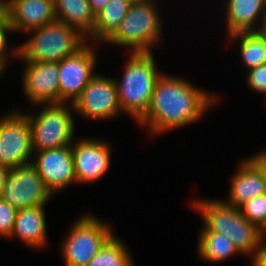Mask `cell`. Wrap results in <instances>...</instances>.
<instances>
[{
    "instance_id": "obj_11",
    "label": "cell",
    "mask_w": 266,
    "mask_h": 266,
    "mask_svg": "<svg viewBox=\"0 0 266 266\" xmlns=\"http://www.w3.org/2000/svg\"><path fill=\"white\" fill-rule=\"evenodd\" d=\"M97 60L94 45L86 43L59 62V103L74 104L96 74Z\"/></svg>"
},
{
    "instance_id": "obj_23",
    "label": "cell",
    "mask_w": 266,
    "mask_h": 266,
    "mask_svg": "<svg viewBox=\"0 0 266 266\" xmlns=\"http://www.w3.org/2000/svg\"><path fill=\"white\" fill-rule=\"evenodd\" d=\"M121 240L113 234L87 266H135L129 248Z\"/></svg>"
},
{
    "instance_id": "obj_33",
    "label": "cell",
    "mask_w": 266,
    "mask_h": 266,
    "mask_svg": "<svg viewBox=\"0 0 266 266\" xmlns=\"http://www.w3.org/2000/svg\"><path fill=\"white\" fill-rule=\"evenodd\" d=\"M9 54H0V76L5 71L6 66H8L7 60H9Z\"/></svg>"
},
{
    "instance_id": "obj_25",
    "label": "cell",
    "mask_w": 266,
    "mask_h": 266,
    "mask_svg": "<svg viewBox=\"0 0 266 266\" xmlns=\"http://www.w3.org/2000/svg\"><path fill=\"white\" fill-rule=\"evenodd\" d=\"M18 210L0 197V238H10Z\"/></svg>"
},
{
    "instance_id": "obj_27",
    "label": "cell",
    "mask_w": 266,
    "mask_h": 266,
    "mask_svg": "<svg viewBox=\"0 0 266 266\" xmlns=\"http://www.w3.org/2000/svg\"><path fill=\"white\" fill-rule=\"evenodd\" d=\"M7 33L9 34L7 10L0 9V54H9Z\"/></svg>"
},
{
    "instance_id": "obj_32",
    "label": "cell",
    "mask_w": 266,
    "mask_h": 266,
    "mask_svg": "<svg viewBox=\"0 0 266 266\" xmlns=\"http://www.w3.org/2000/svg\"><path fill=\"white\" fill-rule=\"evenodd\" d=\"M9 172V169L3 165H0V197L2 194V189L5 183V178Z\"/></svg>"
},
{
    "instance_id": "obj_8",
    "label": "cell",
    "mask_w": 266,
    "mask_h": 266,
    "mask_svg": "<svg viewBox=\"0 0 266 266\" xmlns=\"http://www.w3.org/2000/svg\"><path fill=\"white\" fill-rule=\"evenodd\" d=\"M33 156L31 129L21 111L0 117V165L8 169L30 164Z\"/></svg>"
},
{
    "instance_id": "obj_12",
    "label": "cell",
    "mask_w": 266,
    "mask_h": 266,
    "mask_svg": "<svg viewBox=\"0 0 266 266\" xmlns=\"http://www.w3.org/2000/svg\"><path fill=\"white\" fill-rule=\"evenodd\" d=\"M13 57L25 62L21 78L22 88L32 105L59 103V62H28L15 51Z\"/></svg>"
},
{
    "instance_id": "obj_6",
    "label": "cell",
    "mask_w": 266,
    "mask_h": 266,
    "mask_svg": "<svg viewBox=\"0 0 266 266\" xmlns=\"http://www.w3.org/2000/svg\"><path fill=\"white\" fill-rule=\"evenodd\" d=\"M38 114L23 113L30 125L33 151L72 145L75 140V115L72 104L50 103ZM46 105V106H45Z\"/></svg>"
},
{
    "instance_id": "obj_15",
    "label": "cell",
    "mask_w": 266,
    "mask_h": 266,
    "mask_svg": "<svg viewBox=\"0 0 266 266\" xmlns=\"http://www.w3.org/2000/svg\"><path fill=\"white\" fill-rule=\"evenodd\" d=\"M9 33L25 35L56 20L54 0H6Z\"/></svg>"
},
{
    "instance_id": "obj_18",
    "label": "cell",
    "mask_w": 266,
    "mask_h": 266,
    "mask_svg": "<svg viewBox=\"0 0 266 266\" xmlns=\"http://www.w3.org/2000/svg\"><path fill=\"white\" fill-rule=\"evenodd\" d=\"M224 7L228 36L255 32L266 15V0H227Z\"/></svg>"
},
{
    "instance_id": "obj_21",
    "label": "cell",
    "mask_w": 266,
    "mask_h": 266,
    "mask_svg": "<svg viewBox=\"0 0 266 266\" xmlns=\"http://www.w3.org/2000/svg\"><path fill=\"white\" fill-rule=\"evenodd\" d=\"M197 252L199 258L215 264L240 254L233 241L226 234L213 231L199 232Z\"/></svg>"
},
{
    "instance_id": "obj_28",
    "label": "cell",
    "mask_w": 266,
    "mask_h": 266,
    "mask_svg": "<svg viewBox=\"0 0 266 266\" xmlns=\"http://www.w3.org/2000/svg\"><path fill=\"white\" fill-rule=\"evenodd\" d=\"M266 234H263V237L257 248L255 257L252 259V266H266Z\"/></svg>"
},
{
    "instance_id": "obj_19",
    "label": "cell",
    "mask_w": 266,
    "mask_h": 266,
    "mask_svg": "<svg viewBox=\"0 0 266 266\" xmlns=\"http://www.w3.org/2000/svg\"><path fill=\"white\" fill-rule=\"evenodd\" d=\"M56 20L71 26L85 38L93 34L95 14L88 0H54Z\"/></svg>"
},
{
    "instance_id": "obj_10",
    "label": "cell",
    "mask_w": 266,
    "mask_h": 266,
    "mask_svg": "<svg viewBox=\"0 0 266 266\" xmlns=\"http://www.w3.org/2000/svg\"><path fill=\"white\" fill-rule=\"evenodd\" d=\"M74 112L92 120H113L122 114L115 78L96 73L73 104Z\"/></svg>"
},
{
    "instance_id": "obj_20",
    "label": "cell",
    "mask_w": 266,
    "mask_h": 266,
    "mask_svg": "<svg viewBox=\"0 0 266 266\" xmlns=\"http://www.w3.org/2000/svg\"><path fill=\"white\" fill-rule=\"evenodd\" d=\"M133 2V0H109L95 15V28L88 39L94 40L97 44L104 43L119 27Z\"/></svg>"
},
{
    "instance_id": "obj_1",
    "label": "cell",
    "mask_w": 266,
    "mask_h": 266,
    "mask_svg": "<svg viewBox=\"0 0 266 266\" xmlns=\"http://www.w3.org/2000/svg\"><path fill=\"white\" fill-rule=\"evenodd\" d=\"M207 91L181 77L162 74L146 113L137 123L155 137L197 122L218 101L217 95Z\"/></svg>"
},
{
    "instance_id": "obj_26",
    "label": "cell",
    "mask_w": 266,
    "mask_h": 266,
    "mask_svg": "<svg viewBox=\"0 0 266 266\" xmlns=\"http://www.w3.org/2000/svg\"><path fill=\"white\" fill-rule=\"evenodd\" d=\"M246 81L252 91L266 96V64L247 70Z\"/></svg>"
},
{
    "instance_id": "obj_9",
    "label": "cell",
    "mask_w": 266,
    "mask_h": 266,
    "mask_svg": "<svg viewBox=\"0 0 266 266\" xmlns=\"http://www.w3.org/2000/svg\"><path fill=\"white\" fill-rule=\"evenodd\" d=\"M53 194L30 163L9 169L1 198L17 210L45 206Z\"/></svg>"
},
{
    "instance_id": "obj_14",
    "label": "cell",
    "mask_w": 266,
    "mask_h": 266,
    "mask_svg": "<svg viewBox=\"0 0 266 266\" xmlns=\"http://www.w3.org/2000/svg\"><path fill=\"white\" fill-rule=\"evenodd\" d=\"M72 146L76 184L99 181L111 165V147L97 138H82Z\"/></svg>"
},
{
    "instance_id": "obj_22",
    "label": "cell",
    "mask_w": 266,
    "mask_h": 266,
    "mask_svg": "<svg viewBox=\"0 0 266 266\" xmlns=\"http://www.w3.org/2000/svg\"><path fill=\"white\" fill-rule=\"evenodd\" d=\"M229 38L240 42L241 64L247 70L266 64V43L256 32H239Z\"/></svg>"
},
{
    "instance_id": "obj_17",
    "label": "cell",
    "mask_w": 266,
    "mask_h": 266,
    "mask_svg": "<svg viewBox=\"0 0 266 266\" xmlns=\"http://www.w3.org/2000/svg\"><path fill=\"white\" fill-rule=\"evenodd\" d=\"M45 206H35L18 210L9 239L17 238L26 247L43 248L47 245V225Z\"/></svg>"
},
{
    "instance_id": "obj_34",
    "label": "cell",
    "mask_w": 266,
    "mask_h": 266,
    "mask_svg": "<svg viewBox=\"0 0 266 266\" xmlns=\"http://www.w3.org/2000/svg\"><path fill=\"white\" fill-rule=\"evenodd\" d=\"M0 9H6V0H0Z\"/></svg>"
},
{
    "instance_id": "obj_7",
    "label": "cell",
    "mask_w": 266,
    "mask_h": 266,
    "mask_svg": "<svg viewBox=\"0 0 266 266\" xmlns=\"http://www.w3.org/2000/svg\"><path fill=\"white\" fill-rule=\"evenodd\" d=\"M111 226L95 215H82L68 229L62 241L64 266H87L113 235Z\"/></svg>"
},
{
    "instance_id": "obj_30",
    "label": "cell",
    "mask_w": 266,
    "mask_h": 266,
    "mask_svg": "<svg viewBox=\"0 0 266 266\" xmlns=\"http://www.w3.org/2000/svg\"><path fill=\"white\" fill-rule=\"evenodd\" d=\"M251 157L261 166L266 175V150H262Z\"/></svg>"
},
{
    "instance_id": "obj_4",
    "label": "cell",
    "mask_w": 266,
    "mask_h": 266,
    "mask_svg": "<svg viewBox=\"0 0 266 266\" xmlns=\"http://www.w3.org/2000/svg\"><path fill=\"white\" fill-rule=\"evenodd\" d=\"M27 40L15 51L28 62H55L73 55L89 40L62 21L55 20L28 32Z\"/></svg>"
},
{
    "instance_id": "obj_31",
    "label": "cell",
    "mask_w": 266,
    "mask_h": 266,
    "mask_svg": "<svg viewBox=\"0 0 266 266\" xmlns=\"http://www.w3.org/2000/svg\"><path fill=\"white\" fill-rule=\"evenodd\" d=\"M266 43V15L259 23V27L255 31Z\"/></svg>"
},
{
    "instance_id": "obj_16",
    "label": "cell",
    "mask_w": 266,
    "mask_h": 266,
    "mask_svg": "<svg viewBox=\"0 0 266 266\" xmlns=\"http://www.w3.org/2000/svg\"><path fill=\"white\" fill-rule=\"evenodd\" d=\"M232 174L229 197L225 201L239 208L248 200L266 194V175L261 166L251 157H247Z\"/></svg>"
},
{
    "instance_id": "obj_2",
    "label": "cell",
    "mask_w": 266,
    "mask_h": 266,
    "mask_svg": "<svg viewBox=\"0 0 266 266\" xmlns=\"http://www.w3.org/2000/svg\"><path fill=\"white\" fill-rule=\"evenodd\" d=\"M192 207L202 216L200 231H213L226 234L240 254L255 257L263 231L244 217L239 208L217 199H196Z\"/></svg>"
},
{
    "instance_id": "obj_29",
    "label": "cell",
    "mask_w": 266,
    "mask_h": 266,
    "mask_svg": "<svg viewBox=\"0 0 266 266\" xmlns=\"http://www.w3.org/2000/svg\"><path fill=\"white\" fill-rule=\"evenodd\" d=\"M108 1L109 0H88L91 10L95 15L104 8Z\"/></svg>"
},
{
    "instance_id": "obj_24",
    "label": "cell",
    "mask_w": 266,
    "mask_h": 266,
    "mask_svg": "<svg viewBox=\"0 0 266 266\" xmlns=\"http://www.w3.org/2000/svg\"><path fill=\"white\" fill-rule=\"evenodd\" d=\"M239 210L261 231L266 229V194L248 200L239 207Z\"/></svg>"
},
{
    "instance_id": "obj_13",
    "label": "cell",
    "mask_w": 266,
    "mask_h": 266,
    "mask_svg": "<svg viewBox=\"0 0 266 266\" xmlns=\"http://www.w3.org/2000/svg\"><path fill=\"white\" fill-rule=\"evenodd\" d=\"M31 164L54 195L76 184L72 146L33 151Z\"/></svg>"
},
{
    "instance_id": "obj_3",
    "label": "cell",
    "mask_w": 266,
    "mask_h": 266,
    "mask_svg": "<svg viewBox=\"0 0 266 266\" xmlns=\"http://www.w3.org/2000/svg\"><path fill=\"white\" fill-rule=\"evenodd\" d=\"M155 62L152 52L130 53L122 78L115 79L120 107L135 122L146 113L155 85L163 74Z\"/></svg>"
},
{
    "instance_id": "obj_5",
    "label": "cell",
    "mask_w": 266,
    "mask_h": 266,
    "mask_svg": "<svg viewBox=\"0 0 266 266\" xmlns=\"http://www.w3.org/2000/svg\"><path fill=\"white\" fill-rule=\"evenodd\" d=\"M157 0L134 1L115 32L104 42L130 48V53H150L161 42L162 23Z\"/></svg>"
}]
</instances>
